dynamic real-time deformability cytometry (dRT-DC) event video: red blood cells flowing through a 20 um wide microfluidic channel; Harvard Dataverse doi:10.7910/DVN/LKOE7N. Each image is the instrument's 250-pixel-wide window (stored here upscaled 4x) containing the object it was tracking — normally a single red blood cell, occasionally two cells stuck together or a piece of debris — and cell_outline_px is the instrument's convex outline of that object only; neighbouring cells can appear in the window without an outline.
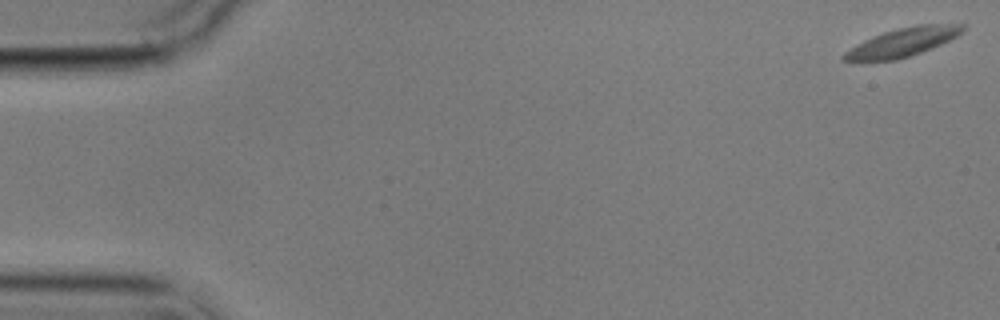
{"species": "common noctule bat (a hibernating species)", "species_latin": "Nyctalus noctula", "temperature_condition": "cold", "stored_images_in_passage": 6, "camera_frame_rate_fps": 3000, "um_per_image_px": 0.085, "animal": {"sex": "male", "body_mass_g": 17.9}, "frame": {"image": 1, "passage_image": 1, "time_ms": 0.0, "image_size_px": [1000, 320], "cell_outline_px": [[968, 24], [956, 36], [940, 44], [920, 52], [896, 60], [860, 64], [840, 60], [840, 56], [844, 52], [856, 44], [872, 36], [884, 32], [916, 24]], "centroid_in_image_um": [76.57, 3.64], "position_along_channel_um": 8.4, "area_um2": 20.17}}
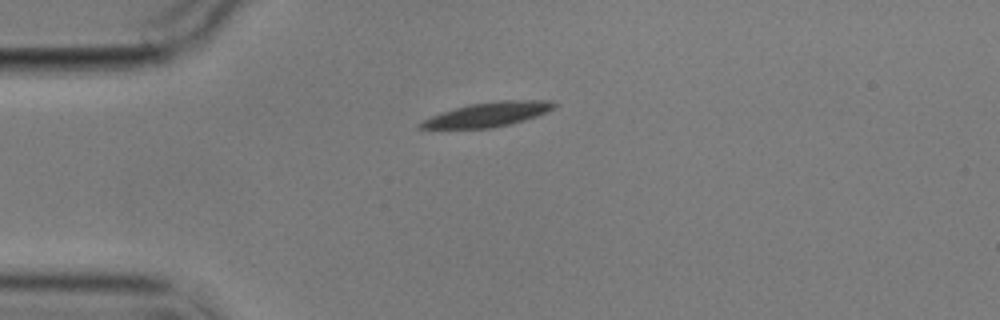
{"frame": {"image": 2, "passage_image": 5, "time_ms": 4.667, "image_size_px": [1000, 320], "cell_outline_px": [[560, 104], [556, 108], [536, 116], [512, 124], [492, 128], [416, 128], [416, 124], [432, 116], [468, 104], [500, 100], [552, 100]], "centroid_in_image_um": [41.55, 9.72], "position_along_channel_um": 43.5, "area_um2": 19.02}}